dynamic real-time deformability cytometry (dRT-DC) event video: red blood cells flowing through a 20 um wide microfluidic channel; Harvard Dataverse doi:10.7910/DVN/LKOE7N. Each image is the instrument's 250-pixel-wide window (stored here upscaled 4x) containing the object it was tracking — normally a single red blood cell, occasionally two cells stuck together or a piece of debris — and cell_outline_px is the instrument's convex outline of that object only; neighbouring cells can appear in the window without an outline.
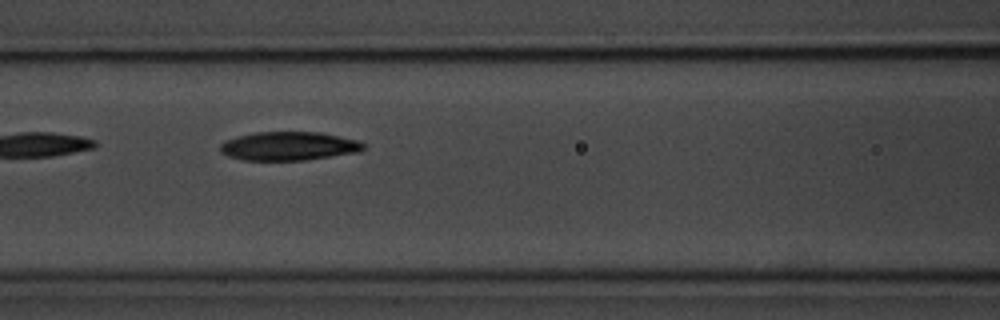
{"species": "common noctule bat (a hibernating species)", "species_latin": "Nyctalus noctula", "temperature_condition": "room temperature", "stored_images_in_passage": 4, "camera_frame_rate_fps": 3000, "um_per_image_px": 0.085, "animal": {"sex": "male", "body_mass_g": 20.1, "forearm_length_mm": 53.5}, "frame": {"image": 1, "passage_image": 4, "time_ms": 3.667, "image_size_px": [1000, 320], "cell_outline_px": [[368, 144], [360, 152], [304, 160], [244, 160], [228, 156], [220, 152], [220, 144], [224, 140], [236, 136], [256, 132], [320, 132], [360, 140]], "centroid_in_image_um": [24.57, 12.41], "position_along_channel_um": 142.0, "area_um2": 24.22}}